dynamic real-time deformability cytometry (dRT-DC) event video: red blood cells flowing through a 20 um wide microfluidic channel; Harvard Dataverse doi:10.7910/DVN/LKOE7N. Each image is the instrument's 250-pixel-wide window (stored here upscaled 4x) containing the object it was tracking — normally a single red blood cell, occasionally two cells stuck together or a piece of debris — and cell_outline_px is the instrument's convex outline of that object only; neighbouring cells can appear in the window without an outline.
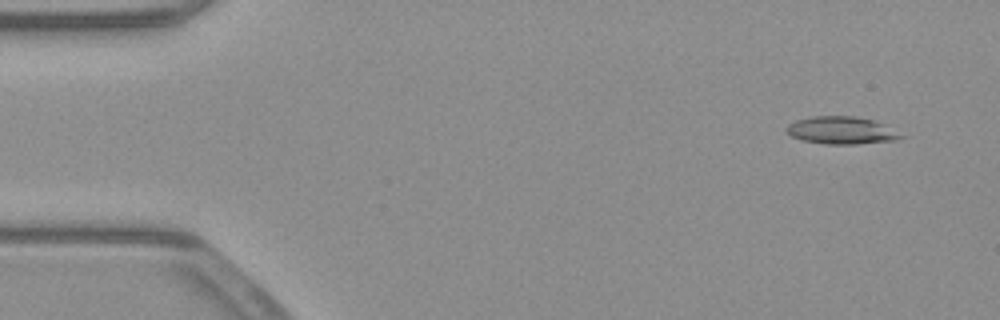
{"species": "common noctule bat (a hibernating species)", "species_latin": "Nyctalus noctula", "temperature_condition": "warm", "stored_images_in_passage": 49, "camera_frame_rate_fps": 3000, "um_per_image_px": 0.085, "animal": {"sex": "male", "body_mass_g": 23.1, "forearm_length_mm": 52.7}, "frame": {"image": 1, "passage_image": 4, "time_ms": 1.0, "image_size_px": [1000, 320], "cell_outline_px": [[908, 136], [896, 140], [856, 144], [824, 144], [800, 140], [784, 132], [784, 128], [788, 124], [796, 120], [812, 116], [856, 116], [872, 120], [884, 124]], "centroid_in_image_um": [71.51, 11.08], "position_along_channel_um": 13.5, "area_um2": 18.67}}
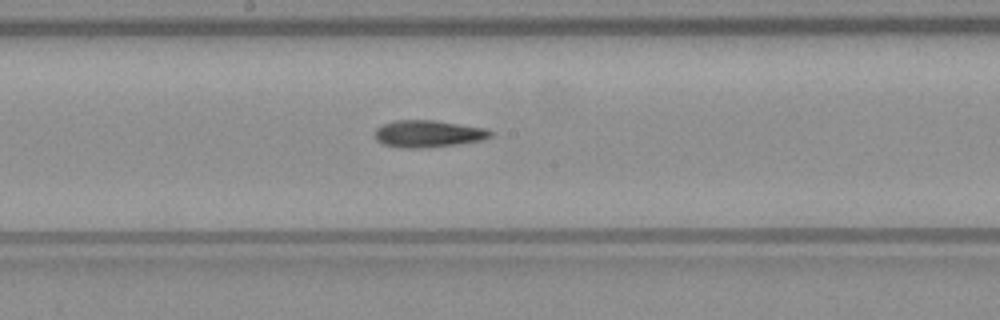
{"frame": {"image": 2, "passage_image": 28, "time_ms": 9.0, "image_size_px": [1000, 320], "cell_outline_px": [[492, 136], [484, 140], [460, 144], [420, 148], [400, 148], [384, 144], [376, 140], [376, 128], [380, 124], [396, 120], [436, 120], [488, 128], [492, 132]], "centroid_in_image_um": [36.43, 11.36], "position_along_channel_um": 211.8, "area_um2": 18.5}}
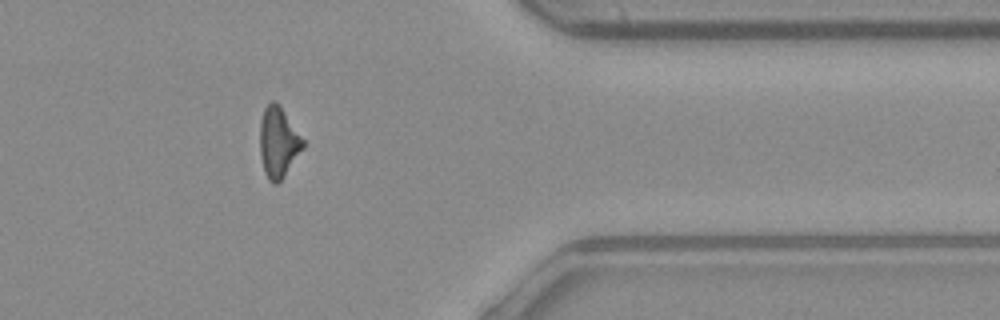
{"frame": {"image": 3, "passage_image": 43, "time_ms": 14.0, "image_size_px": [1000, 320], "cell_outline_px": [[304, 148], [280, 180], [276, 184], [272, 184], [268, 180], [264, 172], [260, 156], [260, 120], [264, 108], [272, 100], [276, 100], [280, 104], [304, 140]], "centroid_in_image_um": [23.65, 12.07], "position_along_channel_um": 387.8, "area_um2": 17.8}}